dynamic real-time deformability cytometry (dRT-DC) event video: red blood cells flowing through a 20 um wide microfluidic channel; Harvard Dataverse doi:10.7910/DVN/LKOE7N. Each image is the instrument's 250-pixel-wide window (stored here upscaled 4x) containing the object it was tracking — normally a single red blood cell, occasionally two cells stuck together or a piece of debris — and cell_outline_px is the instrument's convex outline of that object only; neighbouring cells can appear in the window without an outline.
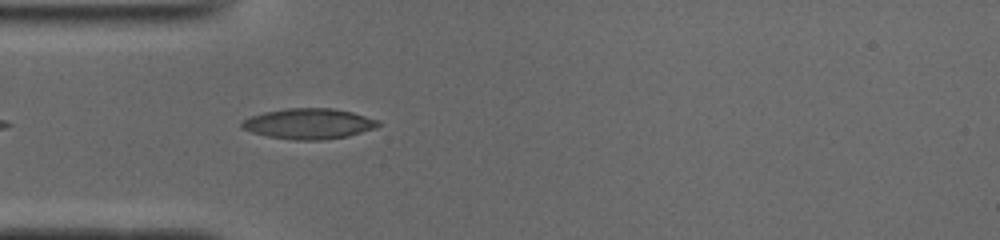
{"species": "common noctule bat (a hibernating species)", "species_latin": "Nyctalus noctula", "temperature_condition": "cold", "stored_images_in_passage": 7, "camera_frame_rate_fps": 3000, "um_per_image_px": 0.085, "animal": {"sex": "male", "body_mass_g": 19.0, "forearm_length_mm": 50.8}, "frame": {"image": 1, "passage_image": 4, "time_ms": 1.0, "image_size_px": [1000, 240], "cell_outline_px": [[380, 124], [376, 128], [348, 136], [320, 140], [296, 140], [268, 136], [252, 132], [240, 128], [240, 124], [244, 120], [252, 116], [264, 112], [288, 108], [332, 108], [352, 112], [380, 120]], "centroid_in_image_um": [26.27, 10.51], "position_along_channel_um": 58.7, "area_um2": 24.22}}